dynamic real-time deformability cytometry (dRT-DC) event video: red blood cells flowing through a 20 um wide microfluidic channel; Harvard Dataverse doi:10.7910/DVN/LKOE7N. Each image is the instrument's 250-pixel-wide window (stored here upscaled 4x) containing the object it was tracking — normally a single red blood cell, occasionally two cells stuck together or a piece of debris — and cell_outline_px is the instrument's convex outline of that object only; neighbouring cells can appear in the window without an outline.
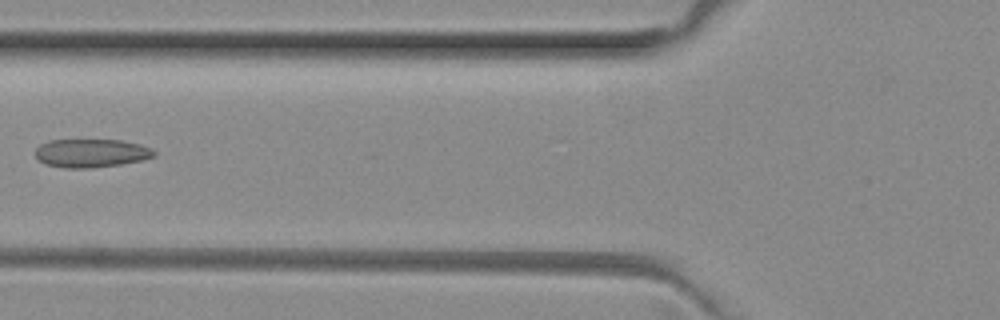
{"species": "common noctule bat (a hibernating species)", "species_latin": "Nyctalus noctula", "temperature_condition": "room temperature", "stored_images_in_passage": 7, "camera_frame_rate_fps": 3000, "um_per_image_px": 0.085, "animal": {"sex": "female", "body_mass_g": 29.2, "forearm_length_mm": 56.3}, "frame": {"image": 1, "passage_image": 6, "time_ms": 1.667, "image_size_px": [1000, 320], "cell_outline_px": [[156, 156], [144, 160], [120, 164], [88, 168], [64, 168], [44, 164], [36, 156], [36, 148], [40, 144], [48, 140], [120, 140], [140, 144], [152, 148], [156, 152]], "centroid_in_image_um": [7.77, 13.01], "position_along_channel_um": 118.0, "area_um2": 19.77}}
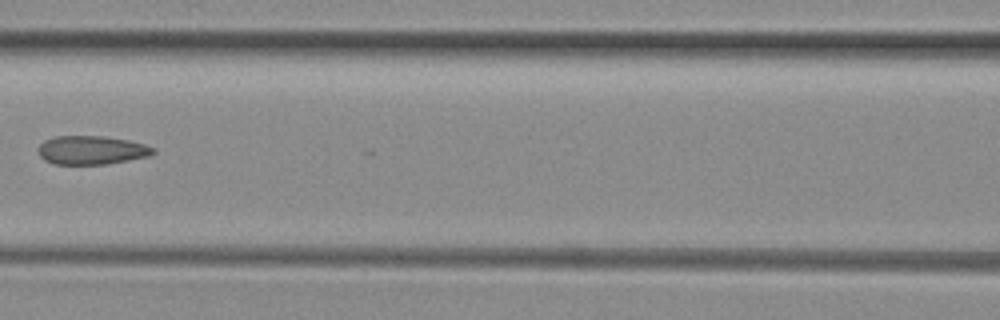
{"frame": {"image": 2, "passage_image": 7, "time_ms": 2.0, "image_size_px": [1000, 320], "cell_outline_px": [[156, 152], [152, 156], [104, 164], [52, 164], [44, 160], [40, 156], [36, 148], [44, 140], [56, 136], [104, 136], [128, 140], [144, 144], [156, 148]], "centroid_in_image_um": [7.78, 12.76], "position_along_channel_um": 158.8, "area_um2": 19.42}}